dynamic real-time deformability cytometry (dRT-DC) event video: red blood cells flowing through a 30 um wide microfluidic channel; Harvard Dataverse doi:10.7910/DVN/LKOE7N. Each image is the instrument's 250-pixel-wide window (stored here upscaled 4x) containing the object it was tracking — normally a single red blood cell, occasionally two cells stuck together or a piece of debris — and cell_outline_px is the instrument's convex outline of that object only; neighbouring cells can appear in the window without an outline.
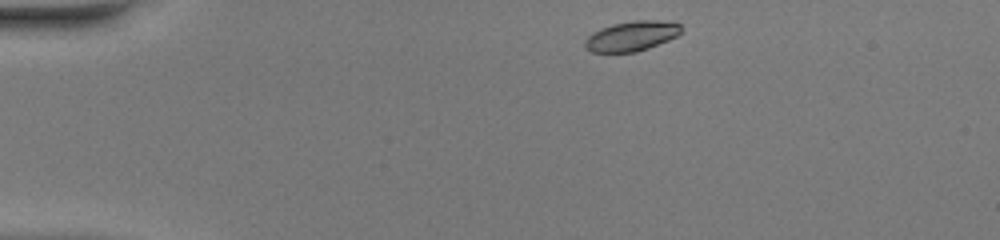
{"species": "common noctule bat (a hibernating species)", "species_latin": "Nyctalus noctula", "temperature_condition": "warm", "stored_images_in_passage": 43, "segment_of_instrument_passage": [1, 2], "camera_frame_rate_fps": 3000, "um_per_image_px": 0.085, "animal": {"sex": "female", "body_mass_g": 20.0, "forearm_length_mm": 54.0}, "frame": {"image": 1, "passage_image": 1, "time_ms": 0.0, "image_size_px": [1000, 240], "cell_outline_px": [[684, 28], [676, 36], [668, 40], [648, 48], [636, 52], [592, 52], [584, 48], [584, 40], [592, 32], [600, 28], [612, 24], [636, 20], [656, 20], [680, 24]], "centroid_in_image_um": [53.65, 3.06], "position_along_channel_um": 31.3, "area_um2": 16.82}}
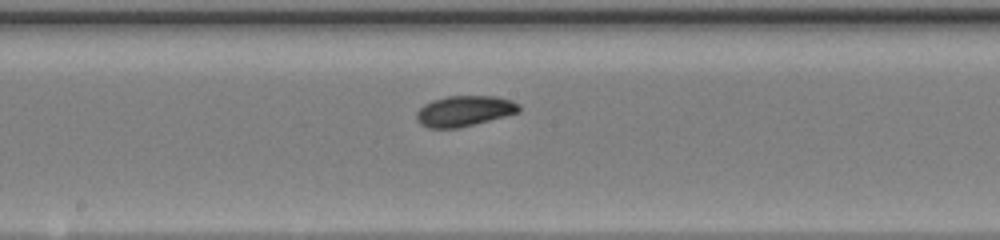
{"frame": {"image": 2, "passage_image": 19, "time_ms": 6.0, "image_size_px": [1000, 240], "cell_outline_px": [[520, 112], [460, 128], [428, 128], [420, 124], [416, 120], [416, 112], [424, 104], [432, 100], [448, 96], [496, 96], [512, 100], [520, 104]], "centroid_in_image_um": [39.47, 9.44], "position_along_channel_um": 208.7, "area_um2": 18.44}}
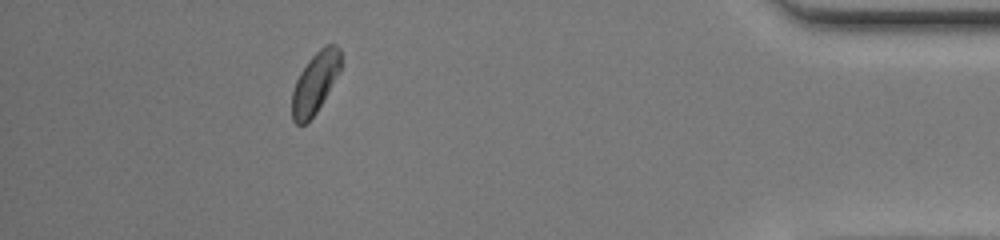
{"frame": {"image": 3, "passage_image": 37, "time_ms": 12.0, "image_size_px": [1000, 240], "cell_outline_px": [[340, 72], [316, 112], [304, 124], [296, 124], [292, 120], [292, 92], [296, 80], [300, 72], [308, 60], [324, 44], [336, 44], [340, 48]], "centroid_in_image_um": [26.78, 7.01], "position_along_channel_um": 408.4, "area_um2": 17.22}}